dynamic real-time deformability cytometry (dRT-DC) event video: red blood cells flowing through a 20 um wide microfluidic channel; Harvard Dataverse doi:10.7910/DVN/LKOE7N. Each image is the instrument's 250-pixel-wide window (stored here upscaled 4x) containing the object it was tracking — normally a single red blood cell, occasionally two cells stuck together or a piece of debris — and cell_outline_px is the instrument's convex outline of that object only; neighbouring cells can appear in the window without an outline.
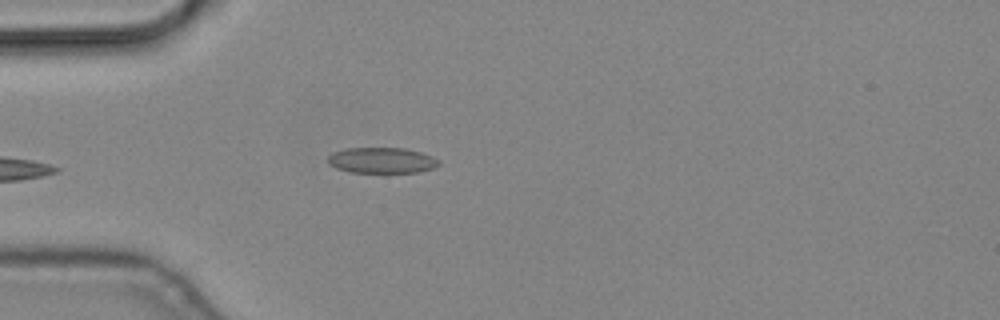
{"species": "common noctule bat (a hibernating species)", "species_latin": "Nyctalus noctula", "temperature_condition": "cold", "stored_images_in_passage": 7, "camera_frame_rate_fps": 3000, "um_per_image_px": 0.085, "animal": {"sex": "male", "body_mass_g": 19.2, "forearm_length_mm": 51.8}, "frame": {"image": 1, "passage_image": 5, "time_ms": 1.333, "image_size_px": [1000, 320], "cell_outline_px": [[440, 164], [432, 168], [420, 172], [348, 172], [336, 168], [328, 164], [328, 156], [332, 152], [344, 148], [408, 148], [432, 156], [440, 160]], "centroid_in_image_um": [32.44, 13.62], "position_along_channel_um": 52.6, "area_um2": 16.76}}
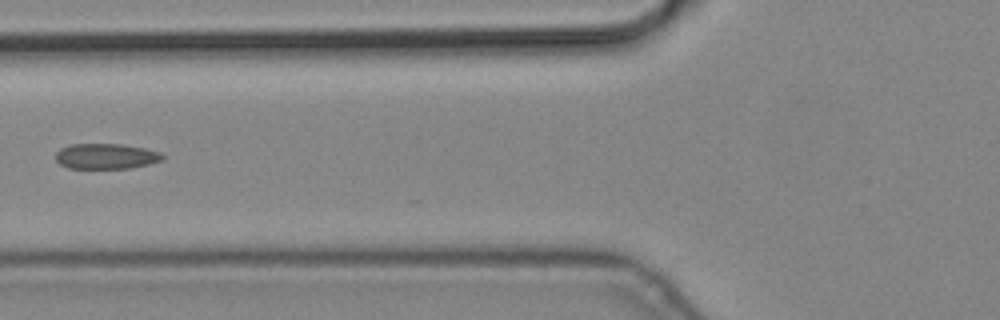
{"frame": {"image": 2, "passage_image": 7, "time_ms": 2.0, "image_size_px": [1000, 320], "cell_outline_px": [[164, 160], [148, 164], [128, 168], [68, 168], [60, 164], [56, 160], [56, 152], [60, 148], [68, 144], [120, 144], [144, 148], [160, 152], [164, 156]], "centroid_in_image_um": [8.99, 13.27], "position_along_channel_um": 116.8, "area_um2": 15.84}}